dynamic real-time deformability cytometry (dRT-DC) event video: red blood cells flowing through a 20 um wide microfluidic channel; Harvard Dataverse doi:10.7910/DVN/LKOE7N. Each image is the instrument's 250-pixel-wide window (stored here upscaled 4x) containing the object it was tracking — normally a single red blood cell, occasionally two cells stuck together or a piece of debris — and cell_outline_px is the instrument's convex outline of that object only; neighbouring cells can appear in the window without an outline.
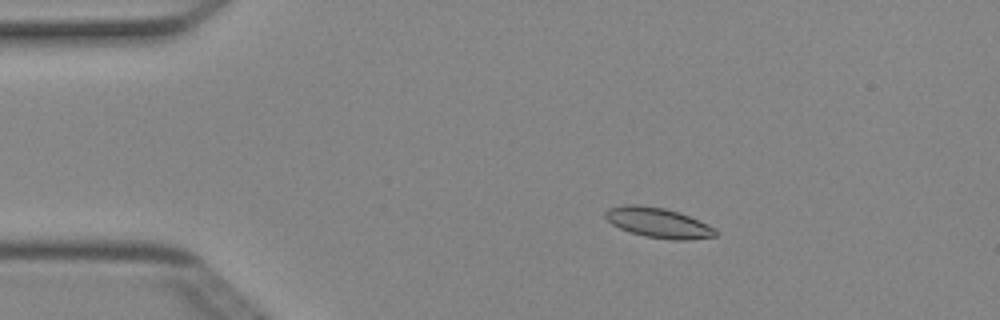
{"species": "Egyptian fruit bat (a non-hibernating species)", "species_latin": "Rousettus aegyptiacus", "temperature_condition": "cold", "stored_images_in_passage": 7, "camera_frame_rate_fps": 3000, "um_per_image_px": 0.085, "animal": {"sex": "female"}, "frame": {"image": 1, "passage_image": 2, "time_ms": 0.333, "image_size_px": [1000, 320], "cell_outline_px": [[716, 236], [688, 240], [672, 240], [644, 236], [620, 228], [612, 224], [604, 216], [604, 212], [608, 208], [624, 204], [636, 204], [664, 208], [680, 212], [716, 228]], "centroid_in_image_um": [55.94, 18.92], "position_along_channel_um": 29.1, "area_um2": 19.31}}
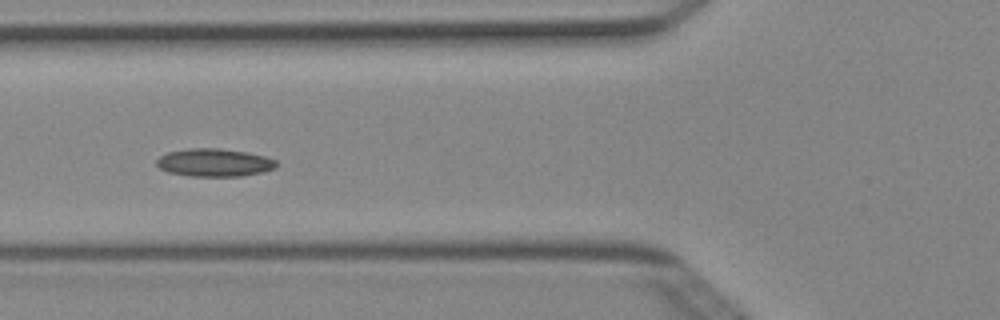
{"frame": {"image": 2, "passage_image": 5, "time_ms": 1.333, "image_size_px": [1000, 320], "cell_outline_px": [[276, 168], [264, 172], [240, 176], [188, 176], [168, 172], [160, 168], [156, 164], [156, 160], [160, 156], [168, 152], [188, 148], [220, 148], [248, 152], [264, 156], [276, 160]], "centroid_in_image_um": [18.22, 13.81], "position_along_channel_um": 107.6, "area_um2": 19.59}}
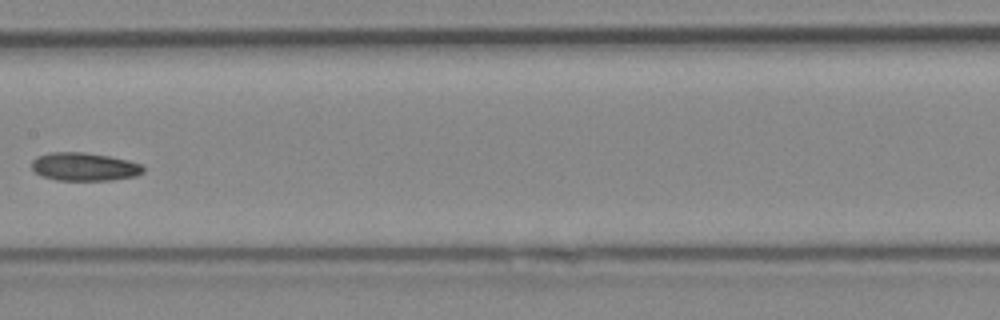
{"frame": {"image": 3, "passage_image": 7, "time_ms": 2.0, "image_size_px": [1000, 320], "cell_outline_px": [[144, 172], [136, 176], [112, 180], [56, 180], [40, 176], [32, 168], [32, 160], [36, 156], [48, 152], [84, 152], [108, 156], [128, 160], [140, 164], [144, 168]], "centroid_in_image_um": [7.14, 14.17], "position_along_channel_um": 200.3, "area_um2": 18.44}}